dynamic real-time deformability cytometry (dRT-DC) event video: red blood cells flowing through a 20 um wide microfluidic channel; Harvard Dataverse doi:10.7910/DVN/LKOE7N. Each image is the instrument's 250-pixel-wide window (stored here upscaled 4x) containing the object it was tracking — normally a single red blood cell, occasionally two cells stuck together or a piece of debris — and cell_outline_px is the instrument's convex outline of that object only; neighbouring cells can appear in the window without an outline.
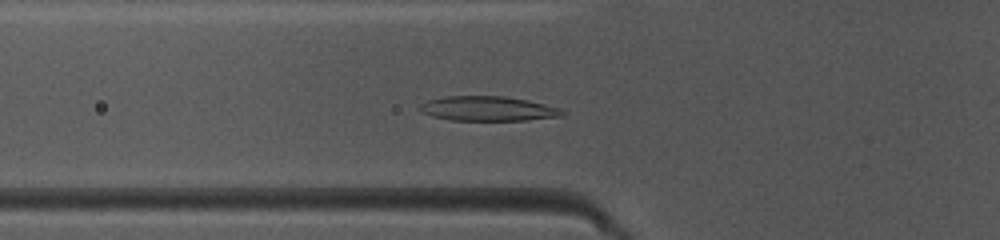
{"species": "common noctule bat (a hibernating species)", "species_latin": "Nyctalus noctula", "temperature_condition": "warm", "stored_images_in_passage": 37, "camera_frame_rate_fps": 3000, "um_per_image_px": 0.085, "animal": {"sex": "female", "body_mass_g": 10.0, "forearm_length_mm": 53.1}, "frame": {"image": 1, "passage_image": 6, "time_ms": 1.667, "image_size_px": [1000, 240], "cell_outline_px": [[568, 112], [564, 116], [528, 120], [452, 120], [432, 116], [424, 112], [420, 108], [420, 104], [428, 100], [448, 96], [504, 96], [528, 100], [560, 108]], "centroid_in_image_um": [41.55, 9.23], "position_along_channel_um": 84.2, "area_um2": 20.4}}
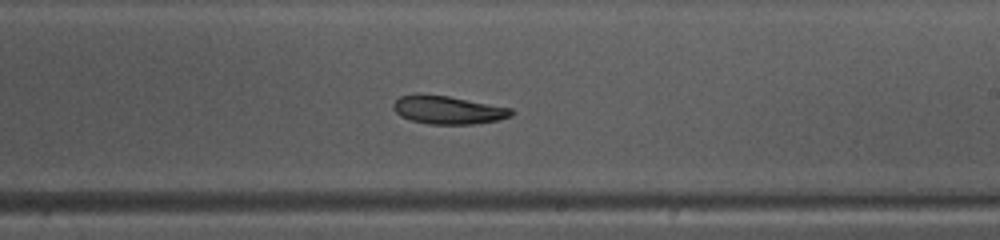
{"frame": {"image": 2, "passage_image": 18, "time_ms": 5.667, "image_size_px": [1000, 240], "cell_outline_px": [[516, 112], [512, 116], [500, 120], [476, 124], [428, 124], [412, 120], [400, 116], [392, 108], [392, 104], [400, 96], [448, 96], [512, 108]], "centroid_in_image_um": [38.16, 9.38], "position_along_channel_um": 250.8, "area_um2": 19.07}}
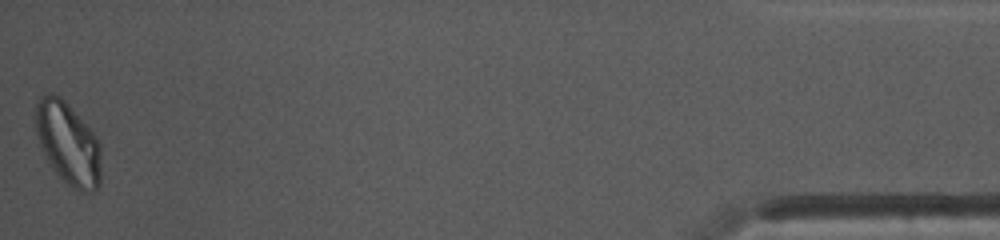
{"frame": {"image": 3, "passage_image": 37, "time_ms": 12.0, "image_size_px": [1000, 240], "cell_outline_px": [[100, 184], [92, 192], [80, 192], [72, 188], [56, 172], [48, 160], [40, 144], [36, 132], [36, 104], [40, 96], [44, 92], [48, 92], [60, 96], [68, 104], [96, 136], [100, 144]], "centroid_in_image_um": [5.79, 12.17], "position_along_channel_um": 429.4, "area_um2": 31.15}, "authors_computed_cell_mechanics": {"area_um2": 19.8254, "velocity_mm_per_s": 4.1502, "shape_relaxation_time_tau1_ms": 5.472, "shape_relaxation_time_tau2_ms": null, "deformation_change_tau1": 0.1599, "deformation_change_tau2": null}}